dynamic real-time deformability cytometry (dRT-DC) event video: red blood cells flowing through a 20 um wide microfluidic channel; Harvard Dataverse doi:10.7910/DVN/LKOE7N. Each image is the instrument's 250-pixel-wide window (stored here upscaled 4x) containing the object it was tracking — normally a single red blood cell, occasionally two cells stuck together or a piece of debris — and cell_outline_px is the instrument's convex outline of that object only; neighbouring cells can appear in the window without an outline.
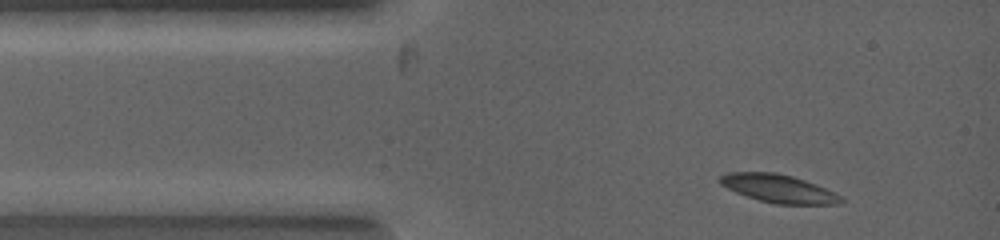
{"species": "common noctule bat (a hibernating species)", "species_latin": "Nyctalus noctula", "temperature_condition": "warm", "stored_images_in_passage": 4, "camera_frame_rate_fps": 5000, "um_per_image_px": 0.085, "animal": {"sex": "female", "body_mass_g": 19.0, "forearm_length_mm": 53.3}, "frame": {"image": 1, "passage_image": 2, "time_ms": 0.4, "image_size_px": [1000, 240], "cell_outline_px": [[844, 200], [836, 204], [776, 204], [760, 200], [736, 192], [720, 184], [720, 176], [728, 172], [776, 172], [792, 176], [816, 184], [836, 192]], "centroid_in_image_um": [66.19, 16.02], "position_along_channel_um": 18.8, "area_um2": 19.65}}